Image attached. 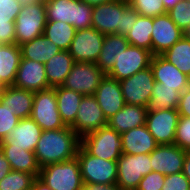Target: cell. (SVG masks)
Masks as SVG:
<instances>
[{"instance_id":"43","label":"cell","mask_w":190,"mask_h":190,"mask_svg":"<svg viewBox=\"0 0 190 190\" xmlns=\"http://www.w3.org/2000/svg\"><path fill=\"white\" fill-rule=\"evenodd\" d=\"M177 110L179 116L190 117V86L180 93Z\"/></svg>"},{"instance_id":"36","label":"cell","mask_w":190,"mask_h":190,"mask_svg":"<svg viewBox=\"0 0 190 190\" xmlns=\"http://www.w3.org/2000/svg\"><path fill=\"white\" fill-rule=\"evenodd\" d=\"M36 177L23 171H10L0 180V190H31Z\"/></svg>"},{"instance_id":"6","label":"cell","mask_w":190,"mask_h":190,"mask_svg":"<svg viewBox=\"0 0 190 190\" xmlns=\"http://www.w3.org/2000/svg\"><path fill=\"white\" fill-rule=\"evenodd\" d=\"M77 160L84 184L111 185L117 182V161L103 160L90 155L81 145Z\"/></svg>"},{"instance_id":"34","label":"cell","mask_w":190,"mask_h":190,"mask_svg":"<svg viewBox=\"0 0 190 190\" xmlns=\"http://www.w3.org/2000/svg\"><path fill=\"white\" fill-rule=\"evenodd\" d=\"M76 29L73 25L62 21H47L43 35L61 50H68Z\"/></svg>"},{"instance_id":"9","label":"cell","mask_w":190,"mask_h":190,"mask_svg":"<svg viewBox=\"0 0 190 190\" xmlns=\"http://www.w3.org/2000/svg\"><path fill=\"white\" fill-rule=\"evenodd\" d=\"M150 154H122L117 160L119 190H136L143 176L152 171Z\"/></svg>"},{"instance_id":"22","label":"cell","mask_w":190,"mask_h":190,"mask_svg":"<svg viewBox=\"0 0 190 190\" xmlns=\"http://www.w3.org/2000/svg\"><path fill=\"white\" fill-rule=\"evenodd\" d=\"M121 140L122 154H150L159 145L148 131L146 125L133 128L125 133H122Z\"/></svg>"},{"instance_id":"3","label":"cell","mask_w":190,"mask_h":190,"mask_svg":"<svg viewBox=\"0 0 190 190\" xmlns=\"http://www.w3.org/2000/svg\"><path fill=\"white\" fill-rule=\"evenodd\" d=\"M45 6L47 21L67 22L76 30L92 27L93 6L81 0H48Z\"/></svg>"},{"instance_id":"50","label":"cell","mask_w":190,"mask_h":190,"mask_svg":"<svg viewBox=\"0 0 190 190\" xmlns=\"http://www.w3.org/2000/svg\"><path fill=\"white\" fill-rule=\"evenodd\" d=\"M18 3L24 7V6H29V5H33V4H38L43 2L42 0H17Z\"/></svg>"},{"instance_id":"41","label":"cell","mask_w":190,"mask_h":190,"mask_svg":"<svg viewBox=\"0 0 190 190\" xmlns=\"http://www.w3.org/2000/svg\"><path fill=\"white\" fill-rule=\"evenodd\" d=\"M161 190H190V181L182 172L165 176Z\"/></svg>"},{"instance_id":"28","label":"cell","mask_w":190,"mask_h":190,"mask_svg":"<svg viewBox=\"0 0 190 190\" xmlns=\"http://www.w3.org/2000/svg\"><path fill=\"white\" fill-rule=\"evenodd\" d=\"M75 63L68 50H61L45 63V73L51 88L62 86Z\"/></svg>"},{"instance_id":"14","label":"cell","mask_w":190,"mask_h":190,"mask_svg":"<svg viewBox=\"0 0 190 190\" xmlns=\"http://www.w3.org/2000/svg\"><path fill=\"white\" fill-rule=\"evenodd\" d=\"M178 119L177 109L147 111L145 125L159 145L174 144Z\"/></svg>"},{"instance_id":"38","label":"cell","mask_w":190,"mask_h":190,"mask_svg":"<svg viewBox=\"0 0 190 190\" xmlns=\"http://www.w3.org/2000/svg\"><path fill=\"white\" fill-rule=\"evenodd\" d=\"M172 21L185 33L190 27V2L181 0L167 11Z\"/></svg>"},{"instance_id":"13","label":"cell","mask_w":190,"mask_h":190,"mask_svg":"<svg viewBox=\"0 0 190 190\" xmlns=\"http://www.w3.org/2000/svg\"><path fill=\"white\" fill-rule=\"evenodd\" d=\"M105 35L95 28L76 30L68 52L75 62L96 63Z\"/></svg>"},{"instance_id":"5","label":"cell","mask_w":190,"mask_h":190,"mask_svg":"<svg viewBox=\"0 0 190 190\" xmlns=\"http://www.w3.org/2000/svg\"><path fill=\"white\" fill-rule=\"evenodd\" d=\"M81 146L92 156L117 161L122 155L121 134L109 127H101L81 138Z\"/></svg>"},{"instance_id":"1","label":"cell","mask_w":190,"mask_h":190,"mask_svg":"<svg viewBox=\"0 0 190 190\" xmlns=\"http://www.w3.org/2000/svg\"><path fill=\"white\" fill-rule=\"evenodd\" d=\"M81 145V138L70 127L42 131L34 154L40 168L73 159Z\"/></svg>"},{"instance_id":"48","label":"cell","mask_w":190,"mask_h":190,"mask_svg":"<svg viewBox=\"0 0 190 190\" xmlns=\"http://www.w3.org/2000/svg\"><path fill=\"white\" fill-rule=\"evenodd\" d=\"M181 0H162L166 11L172 9Z\"/></svg>"},{"instance_id":"26","label":"cell","mask_w":190,"mask_h":190,"mask_svg":"<svg viewBox=\"0 0 190 190\" xmlns=\"http://www.w3.org/2000/svg\"><path fill=\"white\" fill-rule=\"evenodd\" d=\"M21 57L16 43L0 45V84L4 87L13 86Z\"/></svg>"},{"instance_id":"47","label":"cell","mask_w":190,"mask_h":190,"mask_svg":"<svg viewBox=\"0 0 190 190\" xmlns=\"http://www.w3.org/2000/svg\"><path fill=\"white\" fill-rule=\"evenodd\" d=\"M32 190H52L50 187H48L43 181H41L39 178H36L32 185Z\"/></svg>"},{"instance_id":"4","label":"cell","mask_w":190,"mask_h":190,"mask_svg":"<svg viewBox=\"0 0 190 190\" xmlns=\"http://www.w3.org/2000/svg\"><path fill=\"white\" fill-rule=\"evenodd\" d=\"M38 178L52 190H83L84 187L77 157L40 168Z\"/></svg>"},{"instance_id":"16","label":"cell","mask_w":190,"mask_h":190,"mask_svg":"<svg viewBox=\"0 0 190 190\" xmlns=\"http://www.w3.org/2000/svg\"><path fill=\"white\" fill-rule=\"evenodd\" d=\"M152 27L153 55H162L185 35L167 13L154 17Z\"/></svg>"},{"instance_id":"10","label":"cell","mask_w":190,"mask_h":190,"mask_svg":"<svg viewBox=\"0 0 190 190\" xmlns=\"http://www.w3.org/2000/svg\"><path fill=\"white\" fill-rule=\"evenodd\" d=\"M105 75L96 63L75 62L62 87L83 95H94Z\"/></svg>"},{"instance_id":"2","label":"cell","mask_w":190,"mask_h":190,"mask_svg":"<svg viewBox=\"0 0 190 190\" xmlns=\"http://www.w3.org/2000/svg\"><path fill=\"white\" fill-rule=\"evenodd\" d=\"M138 16L128 0H113L93 6L92 28L104 35L116 33L126 36Z\"/></svg>"},{"instance_id":"24","label":"cell","mask_w":190,"mask_h":190,"mask_svg":"<svg viewBox=\"0 0 190 190\" xmlns=\"http://www.w3.org/2000/svg\"><path fill=\"white\" fill-rule=\"evenodd\" d=\"M34 92L19 89L14 86H5L0 102L9 106L13 113L20 119L30 118L33 106Z\"/></svg>"},{"instance_id":"52","label":"cell","mask_w":190,"mask_h":190,"mask_svg":"<svg viewBox=\"0 0 190 190\" xmlns=\"http://www.w3.org/2000/svg\"><path fill=\"white\" fill-rule=\"evenodd\" d=\"M185 35L190 36V27H189V29L185 32Z\"/></svg>"},{"instance_id":"18","label":"cell","mask_w":190,"mask_h":190,"mask_svg":"<svg viewBox=\"0 0 190 190\" xmlns=\"http://www.w3.org/2000/svg\"><path fill=\"white\" fill-rule=\"evenodd\" d=\"M13 86L32 92L51 88L46 77L45 64L21 57Z\"/></svg>"},{"instance_id":"15","label":"cell","mask_w":190,"mask_h":190,"mask_svg":"<svg viewBox=\"0 0 190 190\" xmlns=\"http://www.w3.org/2000/svg\"><path fill=\"white\" fill-rule=\"evenodd\" d=\"M107 125V119L93 95H84L81 99L75 122L70 126L80 137L97 131Z\"/></svg>"},{"instance_id":"35","label":"cell","mask_w":190,"mask_h":190,"mask_svg":"<svg viewBox=\"0 0 190 190\" xmlns=\"http://www.w3.org/2000/svg\"><path fill=\"white\" fill-rule=\"evenodd\" d=\"M162 56L190 77V36L184 35Z\"/></svg>"},{"instance_id":"45","label":"cell","mask_w":190,"mask_h":190,"mask_svg":"<svg viewBox=\"0 0 190 190\" xmlns=\"http://www.w3.org/2000/svg\"><path fill=\"white\" fill-rule=\"evenodd\" d=\"M83 190H119V188L116 184H111V185L84 184Z\"/></svg>"},{"instance_id":"44","label":"cell","mask_w":190,"mask_h":190,"mask_svg":"<svg viewBox=\"0 0 190 190\" xmlns=\"http://www.w3.org/2000/svg\"><path fill=\"white\" fill-rule=\"evenodd\" d=\"M10 171H12L10 163L7 161L0 149V180L4 178Z\"/></svg>"},{"instance_id":"46","label":"cell","mask_w":190,"mask_h":190,"mask_svg":"<svg viewBox=\"0 0 190 190\" xmlns=\"http://www.w3.org/2000/svg\"><path fill=\"white\" fill-rule=\"evenodd\" d=\"M182 173L190 181V151L186 152Z\"/></svg>"},{"instance_id":"17","label":"cell","mask_w":190,"mask_h":190,"mask_svg":"<svg viewBox=\"0 0 190 190\" xmlns=\"http://www.w3.org/2000/svg\"><path fill=\"white\" fill-rule=\"evenodd\" d=\"M186 151L175 144L158 145L150 153L152 171L164 176L183 171Z\"/></svg>"},{"instance_id":"8","label":"cell","mask_w":190,"mask_h":190,"mask_svg":"<svg viewBox=\"0 0 190 190\" xmlns=\"http://www.w3.org/2000/svg\"><path fill=\"white\" fill-rule=\"evenodd\" d=\"M30 118H32L43 131L57 130L66 127L58 112L55 87L34 92Z\"/></svg>"},{"instance_id":"29","label":"cell","mask_w":190,"mask_h":190,"mask_svg":"<svg viewBox=\"0 0 190 190\" xmlns=\"http://www.w3.org/2000/svg\"><path fill=\"white\" fill-rule=\"evenodd\" d=\"M20 49L22 58L38 61L44 64L61 51L57 45L44 35L20 45Z\"/></svg>"},{"instance_id":"12","label":"cell","mask_w":190,"mask_h":190,"mask_svg":"<svg viewBox=\"0 0 190 190\" xmlns=\"http://www.w3.org/2000/svg\"><path fill=\"white\" fill-rule=\"evenodd\" d=\"M125 104L147 107L155 83L150 67L119 81Z\"/></svg>"},{"instance_id":"39","label":"cell","mask_w":190,"mask_h":190,"mask_svg":"<svg viewBox=\"0 0 190 190\" xmlns=\"http://www.w3.org/2000/svg\"><path fill=\"white\" fill-rule=\"evenodd\" d=\"M18 118L7 105L0 102V142L17 126Z\"/></svg>"},{"instance_id":"11","label":"cell","mask_w":190,"mask_h":190,"mask_svg":"<svg viewBox=\"0 0 190 190\" xmlns=\"http://www.w3.org/2000/svg\"><path fill=\"white\" fill-rule=\"evenodd\" d=\"M152 57L151 51L129 44L106 75L118 81L129 78L150 67Z\"/></svg>"},{"instance_id":"32","label":"cell","mask_w":190,"mask_h":190,"mask_svg":"<svg viewBox=\"0 0 190 190\" xmlns=\"http://www.w3.org/2000/svg\"><path fill=\"white\" fill-rule=\"evenodd\" d=\"M180 92L176 87L162 86V83H154L151 100L147 105V111L177 109Z\"/></svg>"},{"instance_id":"20","label":"cell","mask_w":190,"mask_h":190,"mask_svg":"<svg viewBox=\"0 0 190 190\" xmlns=\"http://www.w3.org/2000/svg\"><path fill=\"white\" fill-rule=\"evenodd\" d=\"M93 96L107 120L125 105L119 81L107 75L101 80Z\"/></svg>"},{"instance_id":"21","label":"cell","mask_w":190,"mask_h":190,"mask_svg":"<svg viewBox=\"0 0 190 190\" xmlns=\"http://www.w3.org/2000/svg\"><path fill=\"white\" fill-rule=\"evenodd\" d=\"M42 131L32 118L20 119L11 133L0 142V146H19L23 150L34 152Z\"/></svg>"},{"instance_id":"27","label":"cell","mask_w":190,"mask_h":190,"mask_svg":"<svg viewBox=\"0 0 190 190\" xmlns=\"http://www.w3.org/2000/svg\"><path fill=\"white\" fill-rule=\"evenodd\" d=\"M5 158L14 171H23L39 177L40 167L34 152L23 150L19 146H0Z\"/></svg>"},{"instance_id":"19","label":"cell","mask_w":190,"mask_h":190,"mask_svg":"<svg viewBox=\"0 0 190 190\" xmlns=\"http://www.w3.org/2000/svg\"><path fill=\"white\" fill-rule=\"evenodd\" d=\"M150 68L155 82L162 83V86L176 87L180 93L190 86V77L182 73L162 55H153Z\"/></svg>"},{"instance_id":"7","label":"cell","mask_w":190,"mask_h":190,"mask_svg":"<svg viewBox=\"0 0 190 190\" xmlns=\"http://www.w3.org/2000/svg\"><path fill=\"white\" fill-rule=\"evenodd\" d=\"M46 22L45 2L22 7L15 21V43L20 46L43 35Z\"/></svg>"},{"instance_id":"33","label":"cell","mask_w":190,"mask_h":190,"mask_svg":"<svg viewBox=\"0 0 190 190\" xmlns=\"http://www.w3.org/2000/svg\"><path fill=\"white\" fill-rule=\"evenodd\" d=\"M153 18L139 15L133 27L126 34L130 45L144 48L152 52V29Z\"/></svg>"},{"instance_id":"30","label":"cell","mask_w":190,"mask_h":190,"mask_svg":"<svg viewBox=\"0 0 190 190\" xmlns=\"http://www.w3.org/2000/svg\"><path fill=\"white\" fill-rule=\"evenodd\" d=\"M55 91L61 119L66 126H71L75 122L77 111L84 95L62 86L55 87Z\"/></svg>"},{"instance_id":"23","label":"cell","mask_w":190,"mask_h":190,"mask_svg":"<svg viewBox=\"0 0 190 190\" xmlns=\"http://www.w3.org/2000/svg\"><path fill=\"white\" fill-rule=\"evenodd\" d=\"M147 107L125 104L115 115L107 120V125L119 134L145 125Z\"/></svg>"},{"instance_id":"49","label":"cell","mask_w":190,"mask_h":190,"mask_svg":"<svg viewBox=\"0 0 190 190\" xmlns=\"http://www.w3.org/2000/svg\"><path fill=\"white\" fill-rule=\"evenodd\" d=\"M81 1H83L84 3H87L90 6H96V5L107 3L113 0H81Z\"/></svg>"},{"instance_id":"25","label":"cell","mask_w":190,"mask_h":190,"mask_svg":"<svg viewBox=\"0 0 190 190\" xmlns=\"http://www.w3.org/2000/svg\"><path fill=\"white\" fill-rule=\"evenodd\" d=\"M128 45V40L124 35L106 34L96 65L107 74Z\"/></svg>"},{"instance_id":"53","label":"cell","mask_w":190,"mask_h":190,"mask_svg":"<svg viewBox=\"0 0 190 190\" xmlns=\"http://www.w3.org/2000/svg\"><path fill=\"white\" fill-rule=\"evenodd\" d=\"M5 1H12V0H0V3H1V2H5Z\"/></svg>"},{"instance_id":"51","label":"cell","mask_w":190,"mask_h":190,"mask_svg":"<svg viewBox=\"0 0 190 190\" xmlns=\"http://www.w3.org/2000/svg\"><path fill=\"white\" fill-rule=\"evenodd\" d=\"M3 89H4V86L2 84H0V97H1Z\"/></svg>"},{"instance_id":"40","label":"cell","mask_w":190,"mask_h":190,"mask_svg":"<svg viewBox=\"0 0 190 190\" xmlns=\"http://www.w3.org/2000/svg\"><path fill=\"white\" fill-rule=\"evenodd\" d=\"M174 144L186 152L190 151V117L179 116Z\"/></svg>"},{"instance_id":"42","label":"cell","mask_w":190,"mask_h":190,"mask_svg":"<svg viewBox=\"0 0 190 190\" xmlns=\"http://www.w3.org/2000/svg\"><path fill=\"white\" fill-rule=\"evenodd\" d=\"M165 176L159 172L151 171L143 176L136 190H161Z\"/></svg>"},{"instance_id":"31","label":"cell","mask_w":190,"mask_h":190,"mask_svg":"<svg viewBox=\"0 0 190 190\" xmlns=\"http://www.w3.org/2000/svg\"><path fill=\"white\" fill-rule=\"evenodd\" d=\"M22 6L17 0L0 3V43H15V21Z\"/></svg>"},{"instance_id":"37","label":"cell","mask_w":190,"mask_h":190,"mask_svg":"<svg viewBox=\"0 0 190 190\" xmlns=\"http://www.w3.org/2000/svg\"><path fill=\"white\" fill-rule=\"evenodd\" d=\"M128 4L139 15L146 17L154 18L167 13L162 0H128Z\"/></svg>"}]
</instances>
